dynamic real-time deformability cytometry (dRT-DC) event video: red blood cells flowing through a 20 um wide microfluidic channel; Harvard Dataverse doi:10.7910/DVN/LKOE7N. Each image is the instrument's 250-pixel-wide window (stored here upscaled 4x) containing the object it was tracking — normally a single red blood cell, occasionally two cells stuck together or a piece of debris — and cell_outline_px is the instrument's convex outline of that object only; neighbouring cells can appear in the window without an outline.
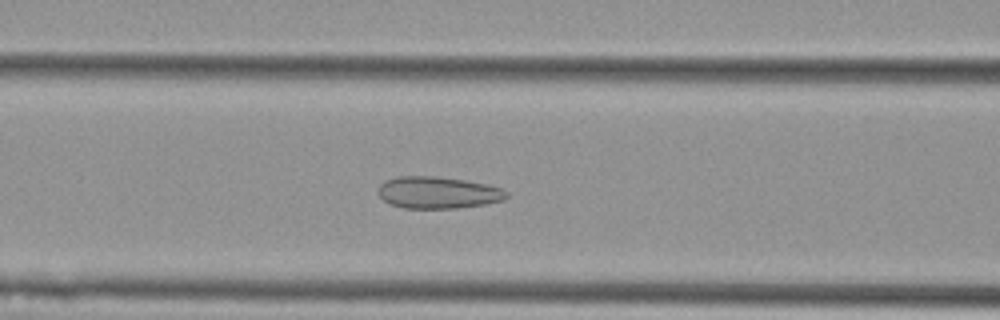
{"species": "Egyptian fruit bat (a non-hibernating species)", "species_latin": "Rousettus aegyptiacus", "temperature_condition": "cold", "stored_images_in_passage": 54, "camera_frame_rate_fps": 3000, "um_per_image_px": 0.085, "animal": {"sex": "female"}, "frame": {"image": 1, "passage_image": 22, "time_ms": 7.0, "image_size_px": [1000, 320], "cell_outline_px": [[508, 196], [504, 200], [488, 204], [456, 208], [404, 208], [392, 204], [384, 200], [376, 192], [380, 184], [396, 176], [436, 176], [464, 180], [484, 184], [500, 188], [508, 192]], "centroid_in_image_um": [37.22, 16.37], "position_along_channel_um": 129.4, "area_um2": 23.81}}
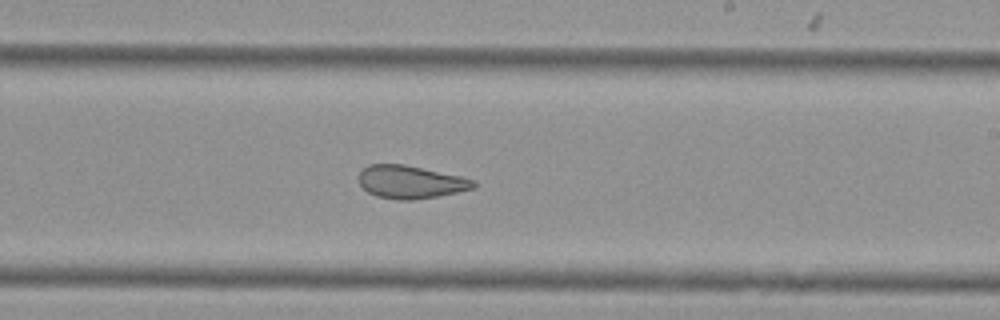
{"frame": {"image": 2, "passage_image": 32, "time_ms": 10.333, "image_size_px": [1000, 320], "cell_outline_px": [[476, 188], [440, 196], [412, 200], [396, 200], [376, 196], [368, 192], [360, 184], [360, 172], [368, 164], [404, 164], [460, 176], [476, 180]], "centroid_in_image_um": [34.93, 15.48], "position_along_channel_um": 254.1, "area_um2": 22.08}}
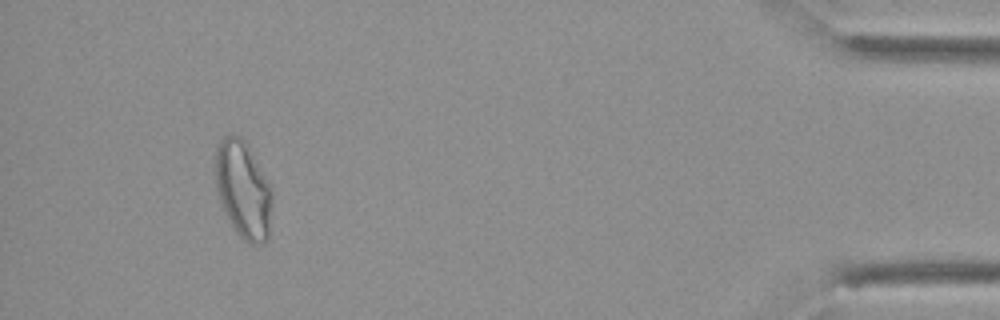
{"frame": {"image": 3, "passage_image": 50, "time_ms": 16.333, "image_size_px": [1000, 320], "cell_outline_px": [[272, 208], [268, 240], [260, 244], [248, 244], [236, 232], [220, 200], [216, 188], [216, 144], [224, 136], [240, 136], [248, 144], [268, 184], [272, 200]], "centroid_in_image_um": [20.67, 16.14], "position_along_channel_um": 414.5, "area_um2": 31.67}, "authors_computed_cell_mechanics": {"area_um2": 27.2816, "velocity_mm_per_s": 3.7582, "shape_relaxation_time_tau1_ms": null, "shape_relaxation_time_tau2_ms": 1.9282, "deformation_change_tau1": null, "deformation_change_tau2": 0.0737}}